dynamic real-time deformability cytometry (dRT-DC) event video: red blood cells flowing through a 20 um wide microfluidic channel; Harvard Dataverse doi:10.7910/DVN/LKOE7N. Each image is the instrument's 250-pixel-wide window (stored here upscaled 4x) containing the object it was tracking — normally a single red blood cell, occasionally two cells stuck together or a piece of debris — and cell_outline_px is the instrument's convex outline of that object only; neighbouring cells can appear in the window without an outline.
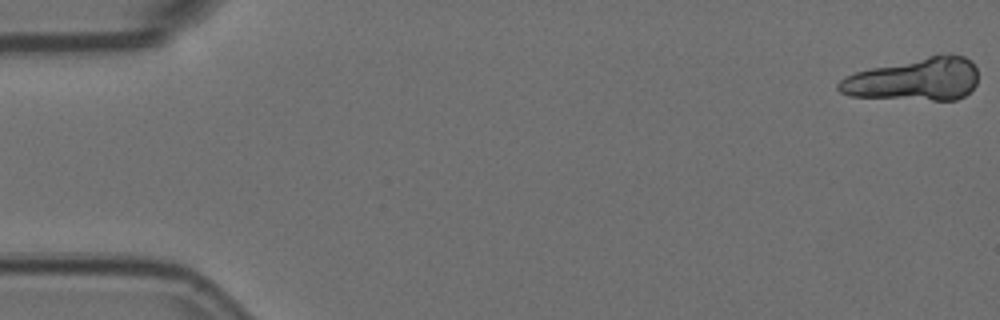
{"species": "Egyptian fruit bat (a non-hibernating species)", "species_latin": "Rousettus aegyptiacus", "temperature_condition": "room temperature", "stored_images_in_passage": 6, "segment_of_instrument_passage": [1, 2], "camera_frame_rate_fps": 3000, "um_per_image_px": 0.085, "animal": {"sex": "female"}, "frame": {"image": 1, "passage_image": 1, "time_ms": 0.0, "image_size_px": [1000, 320], "cell_outline_px": [[976, 84], [964, 96], [956, 100], [932, 100], [848, 96], [840, 92], [836, 88], [836, 84], [844, 76], [856, 72], [872, 68], [940, 52], [952, 52], [964, 56], [972, 60], [976, 68]], "centroid_in_image_um": [77.75, 6.71], "position_along_channel_um": 7.3, "area_um2": 35.32}}